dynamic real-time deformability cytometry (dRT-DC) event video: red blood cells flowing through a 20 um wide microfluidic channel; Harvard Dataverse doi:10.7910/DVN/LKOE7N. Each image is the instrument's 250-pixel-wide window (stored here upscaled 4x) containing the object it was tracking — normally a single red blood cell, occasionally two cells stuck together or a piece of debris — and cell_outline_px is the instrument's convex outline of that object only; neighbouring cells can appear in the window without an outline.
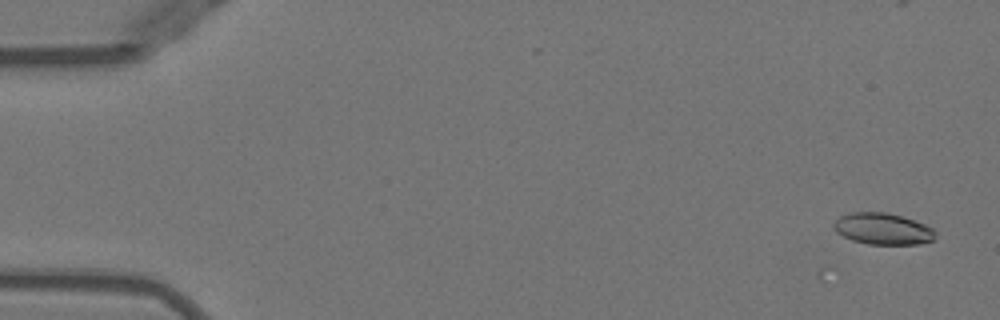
{"species": "Egyptian fruit bat (a non-hibernating species)", "species_latin": "Rousettus aegyptiacus", "temperature_condition": "warm", "stored_images_in_passage": 16, "camera_frame_rate_fps": 3000, "um_per_image_px": 0.085, "animal": {"sex": "female"}, "frame": {"image": 1, "passage_image": 1, "time_ms": 0.0, "image_size_px": [1000, 320], "cell_outline_px": [[936, 236], [932, 240], [920, 244], [868, 244], [852, 240], [836, 232], [832, 228], [832, 224], [840, 216], [848, 212], [884, 212], [900, 216], [924, 224], [932, 228], [936, 232]], "centroid_in_image_um": [75.0, 19.45], "position_along_channel_um": 10.0, "area_um2": 18.61}}
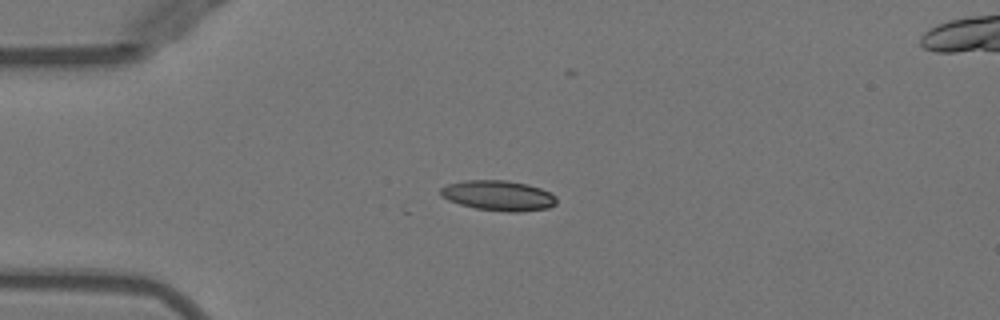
{"frame": {"image": 2, "passage_image": 12, "time_ms": 3.667, "image_size_px": [1000, 320], "cell_outline_px": [[556, 204], [548, 208], [520, 212], [508, 212], [476, 208], [460, 204], [448, 200], [440, 196], [440, 188], [448, 184], [464, 180], [508, 180], [528, 184], [540, 188], [556, 196]], "centroid_in_image_um": [42.36, 16.62], "position_along_channel_um": 42.6, "area_um2": 20.46}}